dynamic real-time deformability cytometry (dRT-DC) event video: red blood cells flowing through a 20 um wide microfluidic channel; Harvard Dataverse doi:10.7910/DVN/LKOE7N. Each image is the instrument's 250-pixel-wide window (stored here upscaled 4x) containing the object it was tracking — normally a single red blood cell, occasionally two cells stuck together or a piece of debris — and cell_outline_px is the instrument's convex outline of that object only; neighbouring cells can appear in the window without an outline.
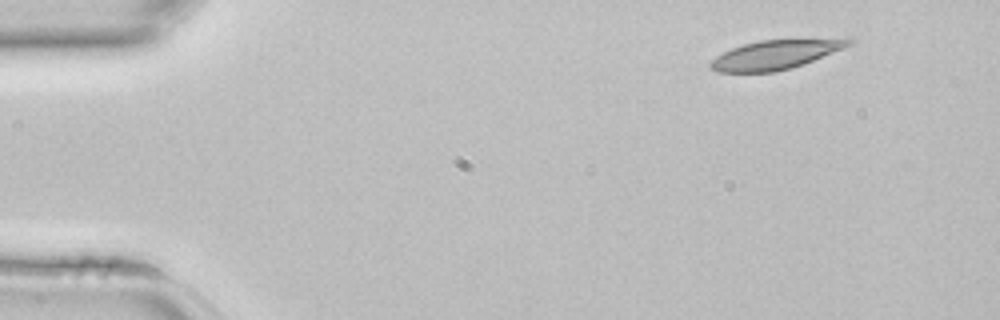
{"species": "common noctule bat (a hibernating species)", "species_latin": "Nyctalus noctula", "temperature_condition": "room temperature", "stored_images_in_passage": 41, "camera_frame_rate_fps": 3000, "um_per_image_px": 0.085, "animal": {"sex": "female", "body_mass_g": 22.7, "forearm_length_mm": 54.2}, "frame": {"image": 1, "passage_image": 1, "time_ms": 0.0, "image_size_px": [1000, 320], "cell_outline_px": [[856, 40], [852, 44], [844, 48], [792, 68], [772, 72], [716, 72], [708, 64], [716, 56], [732, 48], [744, 44], [760, 40]], "centroid_in_image_um": [65.82, 4.67], "position_along_channel_um": 19.2, "area_um2": 22.77}}
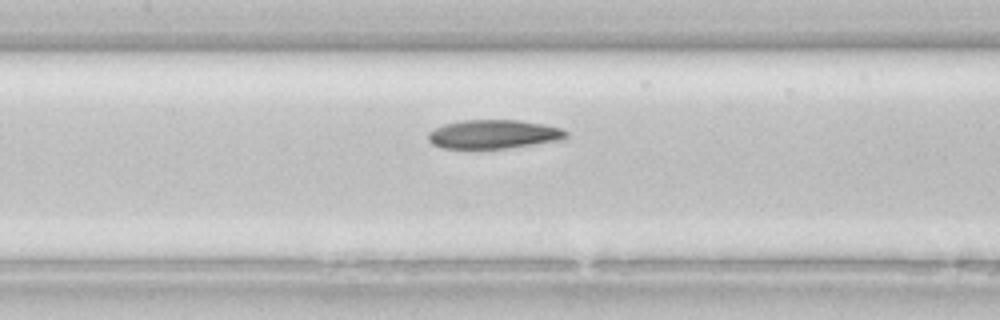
{"frame": {"image": 2, "passage_image": 17, "time_ms": 5.333, "image_size_px": [1000, 320], "cell_outline_px": [[568, 136], [564, 140], [508, 148], [440, 148], [432, 144], [428, 140], [428, 132], [444, 124], [464, 120], [520, 120], [544, 124], [560, 128], [568, 132]], "centroid_in_image_um": [41.99, 11.41], "position_along_channel_um": 165.4, "area_um2": 23.29}}
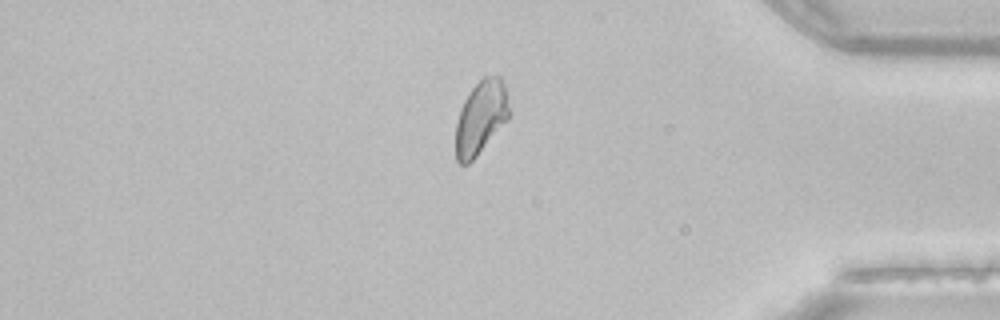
{"frame": {"image": 3, "passage_image": 34, "time_ms": 11.0, "image_size_px": [1000, 320], "cell_outline_px": [[508, 120], [476, 156], [468, 164], [460, 164], [456, 160], [456, 120], [460, 108], [468, 92], [484, 76], [500, 76], [504, 84], [508, 108]], "centroid_in_image_um": [40.84, 9.99], "position_along_channel_um": 394.4, "area_um2": 22.66}}